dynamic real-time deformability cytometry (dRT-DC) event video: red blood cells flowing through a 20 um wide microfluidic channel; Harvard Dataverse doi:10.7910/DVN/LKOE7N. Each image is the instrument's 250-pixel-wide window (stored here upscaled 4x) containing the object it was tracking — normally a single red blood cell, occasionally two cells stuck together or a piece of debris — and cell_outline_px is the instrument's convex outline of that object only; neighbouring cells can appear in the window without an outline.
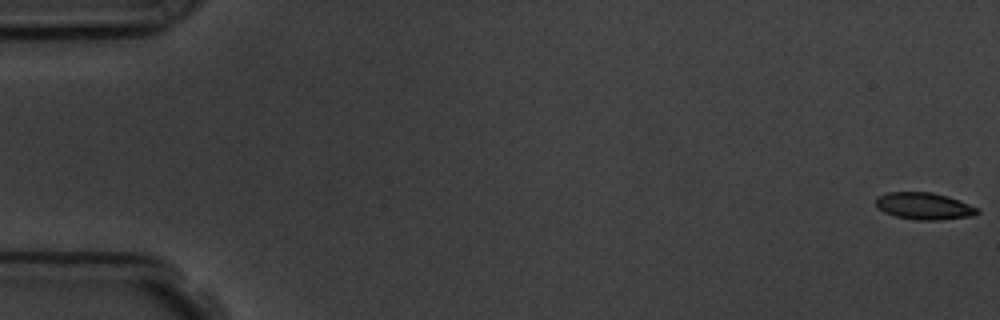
{"species": "common noctule bat (a hibernating species)", "species_latin": "Nyctalus noctula", "temperature_condition": "room temperature", "stored_images_in_passage": 6, "camera_frame_rate_fps": 3000, "um_per_image_px": 0.085, "animal": {"sex": "male", "body_mass_g": 19.5, "forearm_length_mm": 54.6}, "frame": {"image": 1, "passage_image": 1, "time_ms": 0.0, "image_size_px": [1000, 320], "cell_outline_px": [[980, 212], [976, 216], [940, 220], [916, 220], [896, 216], [884, 212], [876, 208], [876, 196], [888, 192], [932, 192], [948, 196], [968, 204], [976, 208]], "centroid_in_image_um": [78.53, 17.52], "position_along_channel_um": 6.5, "area_um2": 16.07}}
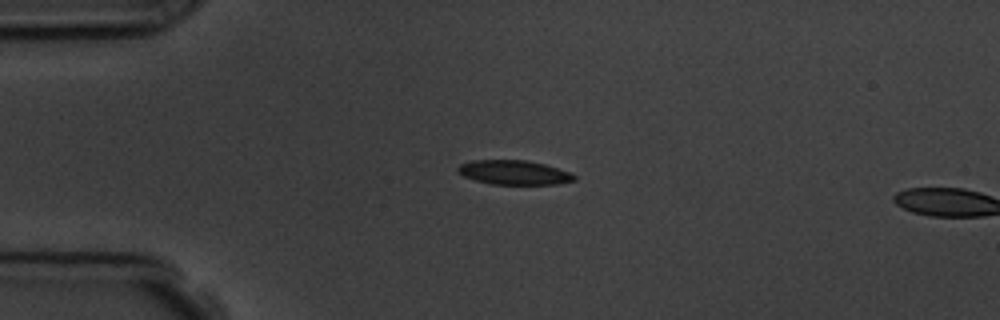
{"frame": {"image": 2, "passage_image": 5, "time_ms": 4.333, "image_size_px": [1000, 320], "cell_outline_px": [[576, 180], [560, 184], [488, 184], [464, 176], [456, 172], [456, 168], [460, 164], [472, 160], [524, 160], [544, 164], [568, 172], [576, 176]], "centroid_in_image_um": [43.65, 14.66], "position_along_channel_um": 41.3, "area_um2": 16.47}}